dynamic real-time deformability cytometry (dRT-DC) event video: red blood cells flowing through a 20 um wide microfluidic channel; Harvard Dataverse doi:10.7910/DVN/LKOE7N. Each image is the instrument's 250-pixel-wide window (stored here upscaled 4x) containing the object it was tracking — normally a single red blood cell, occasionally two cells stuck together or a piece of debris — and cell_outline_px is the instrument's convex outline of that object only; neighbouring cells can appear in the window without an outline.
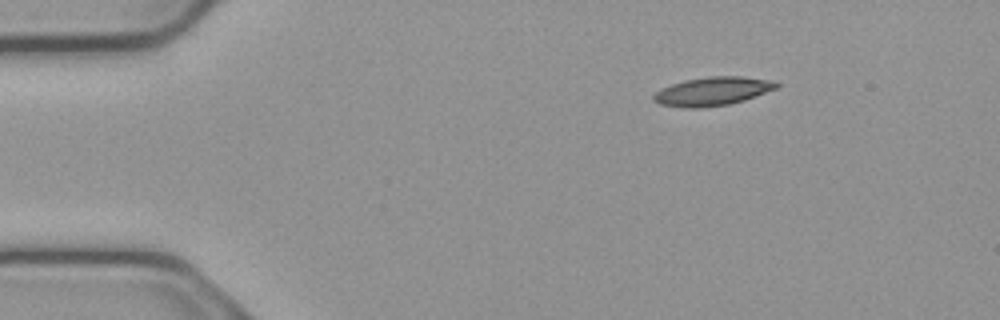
{"species": "common noctule bat (a hibernating species)", "species_latin": "Nyctalus noctula", "temperature_condition": "cold", "stored_images_in_passage": 6, "camera_frame_rate_fps": 3000, "um_per_image_px": 0.085, "animal": {"sex": "male", "body_mass_g": 23.1, "forearm_length_mm": 52.7}, "frame": {"image": 1, "passage_image": 6, "time_ms": 1.667, "image_size_px": [1000, 320], "cell_outline_px": [[780, 84], [776, 88], [756, 96], [744, 100], [728, 104], [696, 108], [688, 108], [660, 104], [652, 100], [652, 96], [660, 88], [684, 80], [708, 76], [740, 76], [776, 80]], "centroid_in_image_um": [60.57, 7.74], "position_along_channel_um": 24.4, "area_um2": 20.52}}